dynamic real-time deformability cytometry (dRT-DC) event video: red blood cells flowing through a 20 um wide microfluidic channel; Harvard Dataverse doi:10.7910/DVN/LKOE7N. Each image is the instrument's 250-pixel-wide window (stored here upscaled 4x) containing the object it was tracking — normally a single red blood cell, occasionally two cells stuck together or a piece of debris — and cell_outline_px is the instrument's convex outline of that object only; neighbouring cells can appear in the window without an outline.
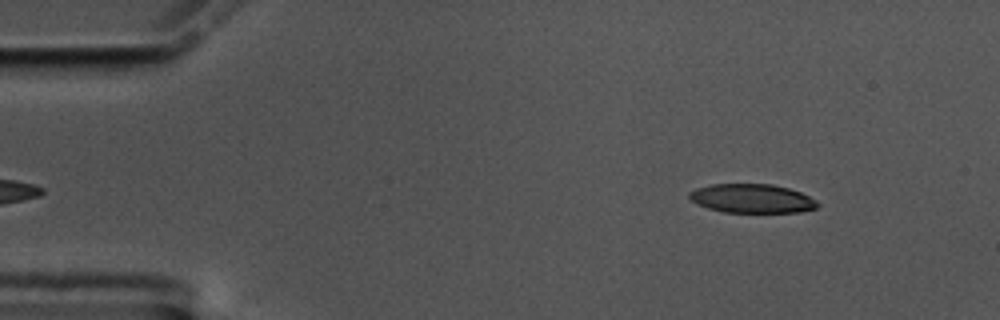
{"species": "common noctule bat (a hibernating species)", "species_latin": "Nyctalus noctula", "temperature_condition": "cold", "stored_images_in_passage": 53, "camera_frame_rate_fps": 3000, "um_per_image_px": 0.085, "animal": {"sex": "male", "body_mass_g": 17.5, "forearm_length_mm": 52.3}, "frame": {"image": 1, "passage_image": 3, "time_ms": 0.667, "image_size_px": [1000, 320], "cell_outline_px": [[820, 204], [816, 208], [800, 212], [724, 212], [708, 208], [696, 204], [688, 196], [688, 192], [696, 188], [712, 184], [772, 184], [788, 188], [800, 192], [816, 200]], "centroid_in_image_um": [63.9, 16.87], "position_along_channel_um": 21.1, "area_um2": 21.62}}
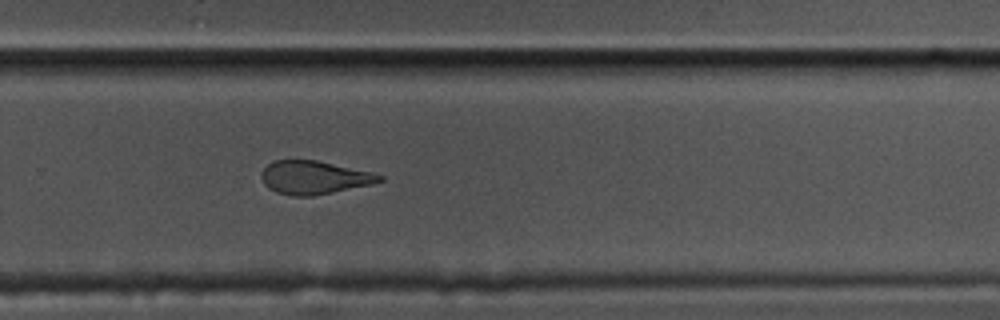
{"frame": {"image": 2, "passage_image": 34, "time_ms": 11.0, "image_size_px": [1000, 320], "cell_outline_px": [[384, 180], [372, 184], [312, 196], [292, 196], [276, 192], [268, 188], [264, 184], [260, 176], [260, 172], [272, 160], [316, 160], [372, 172], [384, 176]], "centroid_in_image_um": [26.67, 15.08], "position_along_channel_um": 303.1, "area_um2": 22.95}}
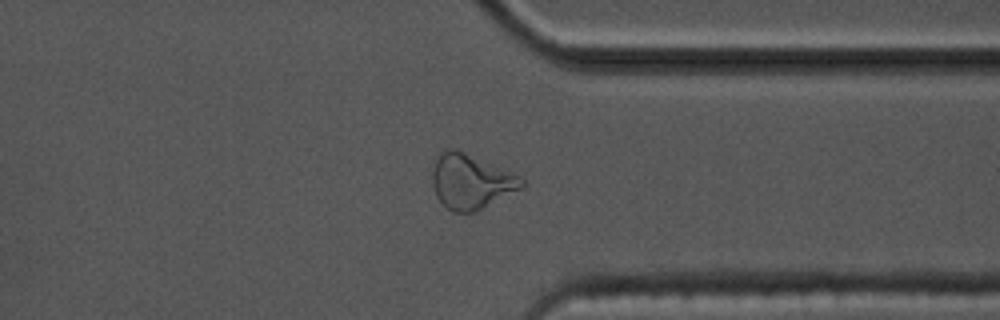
{"frame": {"image": 3, "passage_image": 40, "time_ms": 13.0, "image_size_px": [1000, 320], "cell_outline_px": [[524, 188], [472, 212], [452, 212], [436, 196], [432, 184], [432, 168], [436, 156], [444, 148], [456, 148], [520, 176], [524, 180]], "centroid_in_image_um": [40.0, 15.4], "position_along_channel_um": 371.4, "area_um2": 28.5}, "authors_computed_cell_mechanics": {"area_um2": 24.276, "velocity_mm_per_s": 3.5096, "shape_relaxation_time_tau1_ms": null, "shape_relaxation_time_tau2_ms": 2.4297, "deformation_change_tau1": null, "deformation_change_tau2": 0.1063}}